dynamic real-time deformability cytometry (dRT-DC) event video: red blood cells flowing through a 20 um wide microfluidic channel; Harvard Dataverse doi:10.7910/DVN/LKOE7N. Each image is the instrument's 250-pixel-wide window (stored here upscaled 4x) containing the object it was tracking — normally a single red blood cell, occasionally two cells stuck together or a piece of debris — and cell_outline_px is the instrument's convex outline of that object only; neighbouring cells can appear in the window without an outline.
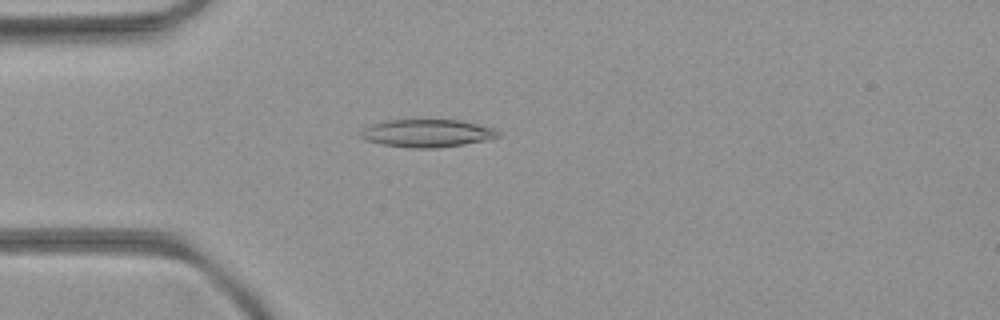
{"species": "common noctule bat (a hibernating species)", "species_latin": "Nyctalus noctula", "temperature_condition": "room temperature", "stored_images_in_passage": 5, "camera_frame_rate_fps": 3000, "um_per_image_px": 0.085, "animal": {"sex": "female", "body_mass_g": 21.9}, "frame": {"image": 1, "passage_image": 5, "time_ms": 4.333, "image_size_px": [1000, 320], "cell_outline_px": [[500, 136], [484, 140], [464, 144], [436, 148], [412, 148], [384, 144], [364, 140], [360, 136], [360, 132], [364, 128], [372, 124], [384, 120], [460, 120], [496, 128], [500, 132]], "centroid_in_image_um": [36.31, 11.32], "position_along_channel_um": 48.7, "area_um2": 22.2}}